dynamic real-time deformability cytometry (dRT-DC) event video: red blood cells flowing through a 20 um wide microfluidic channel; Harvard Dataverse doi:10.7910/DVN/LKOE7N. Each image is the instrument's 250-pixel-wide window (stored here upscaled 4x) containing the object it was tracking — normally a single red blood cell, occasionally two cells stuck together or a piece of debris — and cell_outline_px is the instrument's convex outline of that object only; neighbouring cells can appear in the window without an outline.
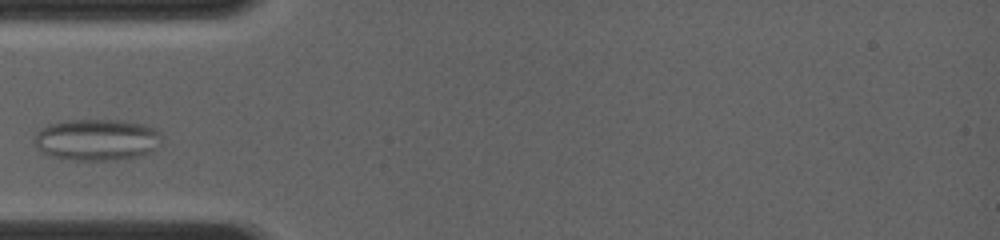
{"species": "common noctule bat (a hibernating species)", "species_latin": "Nyctalus noctula", "temperature_condition": "room temperature", "stored_images_in_passage": 9, "camera_frame_rate_fps": 4000, "um_per_image_px": 0.085, "animal": {"sex": "female", "body_mass_g": 19.0, "forearm_length_mm": 56.7}, "frame": {"image": 1, "passage_image": 4, "time_ms": 2.25, "image_size_px": [1000, 240], "cell_outline_px": [[160, 136], [152, 152], [136, 156], [108, 160], [76, 160], [48, 156], [40, 152], [32, 144], [32, 136], [40, 128], [48, 124], [64, 120], [120, 120], [140, 124], [156, 128], [160, 132]], "centroid_in_image_um": [8.1, 11.87], "position_along_channel_um": 76.9, "area_um2": 30.98}}
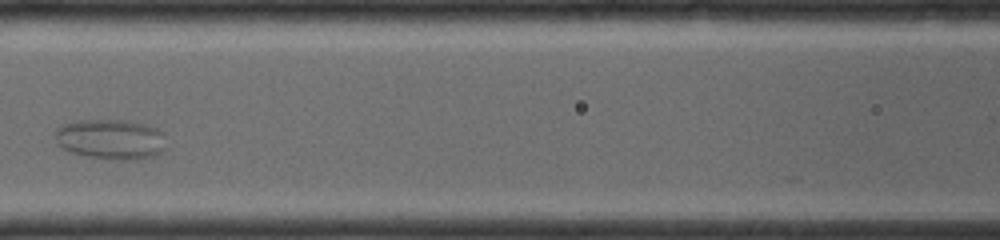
{"frame": {"image": 2, "passage_image": 7, "time_ms": 4.25, "image_size_px": [1000, 240], "cell_outline_px": [[164, 148], [160, 152], [152, 156], [136, 160], [128, 160], [88, 156], [72, 152], [56, 144], [56, 128], [64, 124], [80, 120], [124, 120], [144, 124], [156, 128], [164, 132]], "centroid_in_image_um": [9.42, 11.82], "position_along_channel_um": 157.2, "area_um2": 25.72}}
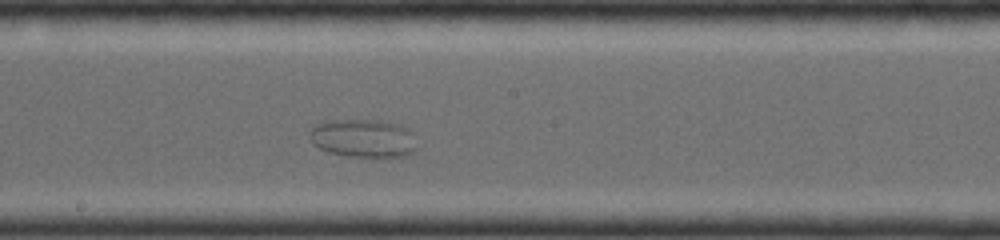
{"frame": {"image": 3, "passage_image": 9, "time_ms": 5.75, "image_size_px": [1000, 240], "cell_outline_px": [[416, 152], [404, 156], [348, 156], [328, 152], [312, 144], [308, 136], [308, 132], [316, 124], [336, 120], [376, 120], [400, 124], [408, 128], [412, 132], [416, 148]], "centroid_in_image_um": [30.87, 11.75], "position_along_channel_um": 217.3, "area_um2": 23.93}}